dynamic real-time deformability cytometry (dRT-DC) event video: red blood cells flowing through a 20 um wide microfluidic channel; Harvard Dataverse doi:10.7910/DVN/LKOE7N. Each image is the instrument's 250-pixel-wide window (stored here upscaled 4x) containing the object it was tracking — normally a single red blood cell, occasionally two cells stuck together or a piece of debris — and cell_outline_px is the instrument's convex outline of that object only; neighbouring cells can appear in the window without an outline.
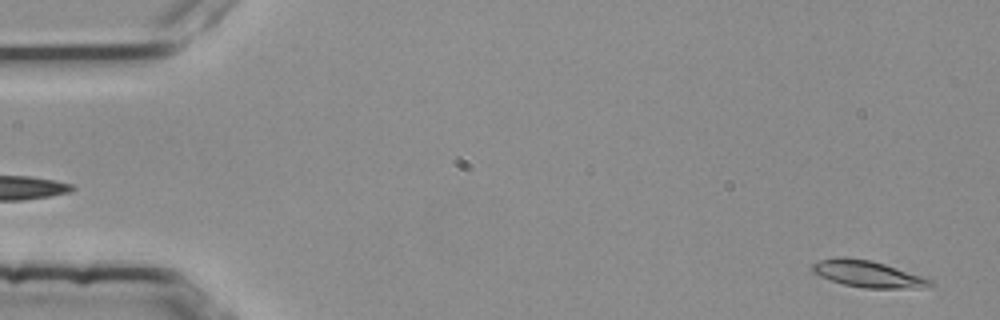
{"species": "common noctule bat (a hibernating species)", "species_latin": "Nyctalus noctula", "temperature_condition": "room temperature", "stored_images_in_passage": 53, "camera_frame_rate_fps": 3000, "um_per_image_px": 0.085, "animal": {"sex": "female", "body_mass_g": 25.1}, "frame": {"image": 1, "passage_image": 2, "time_ms": 0.333, "image_size_px": [1000, 320], "cell_outline_px": [[936, 284], [920, 288], [864, 288], [844, 284], [820, 276], [812, 272], [812, 264], [820, 260], [836, 256], [844, 256], [872, 260], [932, 280]], "centroid_in_image_um": [73.73, 23.27], "position_along_channel_um": 11.3, "area_um2": 18.15}}
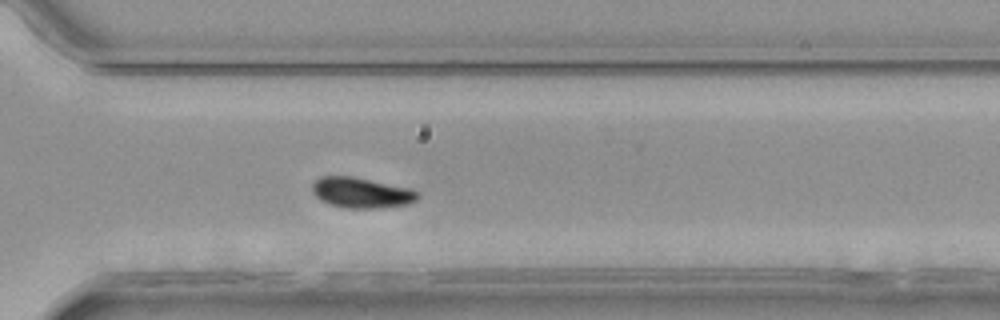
{"frame": {"image": 2, "passage_image": 39, "time_ms": 12.667, "image_size_px": [1000, 320], "cell_outline_px": [[420, 196], [416, 200], [408, 204], [380, 208], [348, 208], [328, 204], [320, 200], [312, 192], [312, 184], [320, 176], [352, 176], [412, 188], [420, 192]], "centroid_in_image_um": [30.74, 16.38], "position_along_channel_um": 339.9, "area_um2": 18.96}}
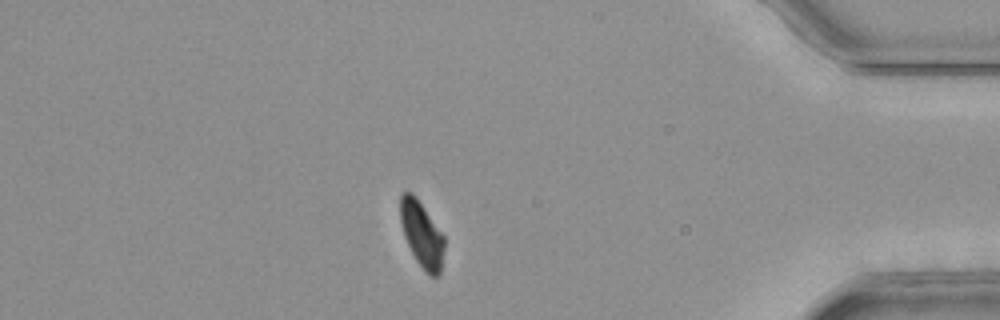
{"frame": {"image": 3, "passage_image": 47, "time_ms": 15.333, "image_size_px": [1000, 320], "cell_outline_px": [[444, 248], [440, 276], [432, 276], [424, 272], [416, 260], [404, 236], [400, 220], [400, 196], [404, 192], [412, 192], [416, 196], [444, 236]], "centroid_in_image_um": [35.85, 19.93], "position_along_channel_um": 399.4, "area_um2": 16.82}, "authors_computed_cell_mechanics": {"area_um2": 17.8024, "velocity_mm_per_s": 3.7607, "shape_relaxation_time_tau1_ms": 6.3622, "shape_relaxation_time_tau2_ms": null, "deformation_change_tau1": 0.1819, "deformation_change_tau2": null}}